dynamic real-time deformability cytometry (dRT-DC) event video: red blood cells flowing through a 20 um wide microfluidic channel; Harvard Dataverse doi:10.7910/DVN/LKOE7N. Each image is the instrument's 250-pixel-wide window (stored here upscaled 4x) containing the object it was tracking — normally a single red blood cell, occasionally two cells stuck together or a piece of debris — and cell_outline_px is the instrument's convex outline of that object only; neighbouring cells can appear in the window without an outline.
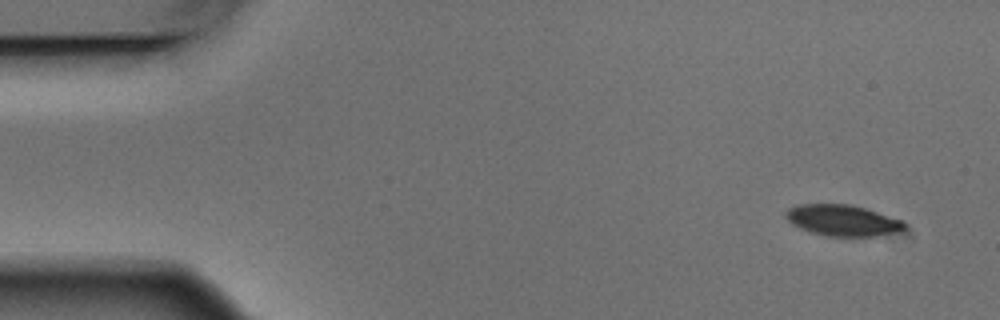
{"species": "Egyptian fruit bat (a non-hibernating species)", "species_latin": "Rousettus aegyptiacus", "temperature_condition": "warm", "stored_images_in_passage": 8, "camera_frame_rate_fps": 3000, "um_per_image_px": 0.085, "animal": {"sex": "male"}, "frame": {"image": 1, "passage_image": 1, "time_ms": 0.0, "image_size_px": [1000, 320], "cell_outline_px": [[908, 228], [904, 236], [824, 236], [808, 232], [792, 224], [784, 216], [784, 212], [788, 208], [800, 204], [848, 204], [864, 208], [900, 220]], "centroid_in_image_um": [71.7, 18.77], "position_along_channel_um": 13.3, "area_um2": 22.14}}
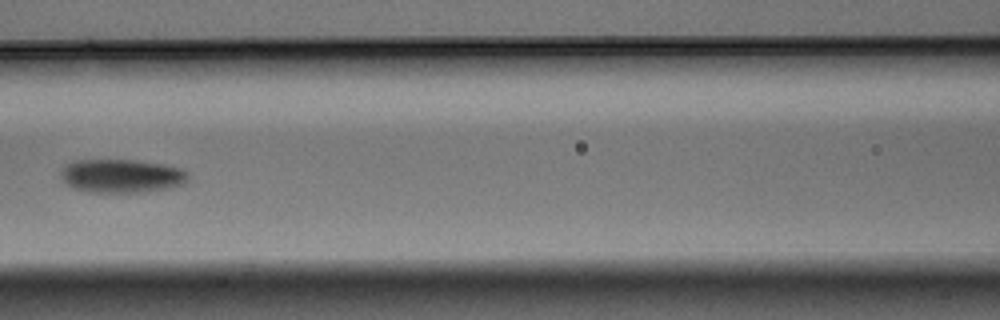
{"frame": {"image": 2, "passage_image": 6, "time_ms": 1.667, "image_size_px": [1000, 320], "cell_outline_px": [[188, 180], [184, 184], [168, 188], [136, 192], [92, 192], [72, 188], [60, 176], [60, 172], [64, 164], [72, 160], [136, 160], [164, 164], [180, 168], [188, 172]], "centroid_in_image_um": [10.32, 14.94], "position_along_channel_um": 156.3, "area_um2": 24.97}}
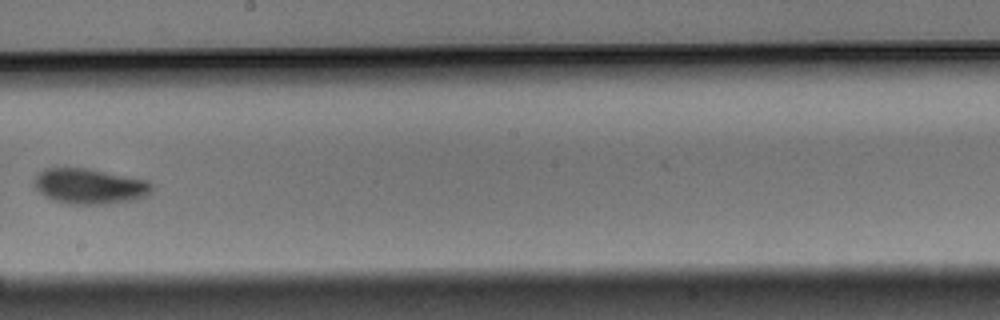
{"frame": {"image": 3, "passage_image": 8, "time_ms": 2.333, "image_size_px": [1000, 320], "cell_outline_px": [[152, 192], [148, 196], [136, 200], [108, 204], [68, 204], [52, 200], [40, 192], [36, 188], [32, 180], [36, 172], [44, 168], [88, 168], [148, 180], [152, 184]], "centroid_in_image_um": [7.62, 15.83], "position_along_channel_um": 240.6, "area_um2": 24.74}}